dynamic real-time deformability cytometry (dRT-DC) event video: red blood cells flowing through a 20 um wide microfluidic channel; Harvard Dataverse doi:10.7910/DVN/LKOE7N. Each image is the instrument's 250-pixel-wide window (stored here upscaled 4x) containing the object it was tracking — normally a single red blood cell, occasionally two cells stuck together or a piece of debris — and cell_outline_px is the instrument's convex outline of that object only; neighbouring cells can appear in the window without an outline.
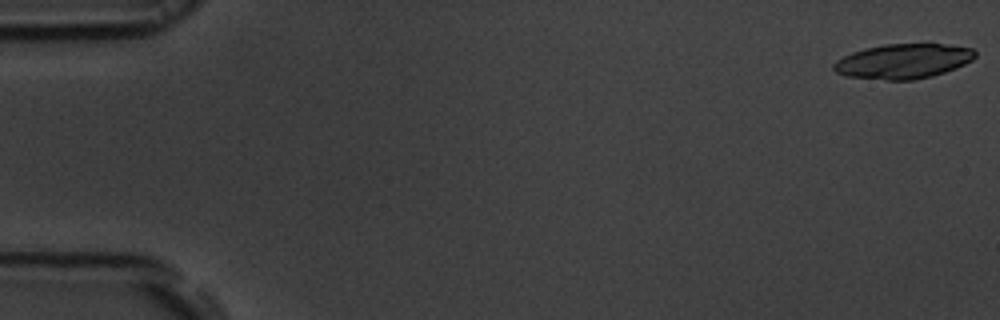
{"species": "common noctule bat (a hibernating species)", "species_latin": "Nyctalus noctula", "temperature_condition": "room temperature", "stored_images_in_passage": 9, "camera_frame_rate_fps": 3000, "um_per_image_px": 0.085, "animal": {"sex": "male", "body_mass_g": 19.5, "forearm_length_mm": 54.6}, "frame": {"image": 1, "passage_image": 1, "time_ms": 0.0, "image_size_px": [1000, 320], "cell_outline_px": [[976, 56], [972, 60], [956, 68], [932, 76], [912, 80], [884, 80], [848, 76], [836, 72], [832, 68], [832, 64], [836, 60], [852, 52], [864, 48], [884, 44], [940, 44], [972, 48], [976, 52]], "centroid_in_image_um": [76.75, 5.2], "position_along_channel_um": 8.2, "area_um2": 28.61}}